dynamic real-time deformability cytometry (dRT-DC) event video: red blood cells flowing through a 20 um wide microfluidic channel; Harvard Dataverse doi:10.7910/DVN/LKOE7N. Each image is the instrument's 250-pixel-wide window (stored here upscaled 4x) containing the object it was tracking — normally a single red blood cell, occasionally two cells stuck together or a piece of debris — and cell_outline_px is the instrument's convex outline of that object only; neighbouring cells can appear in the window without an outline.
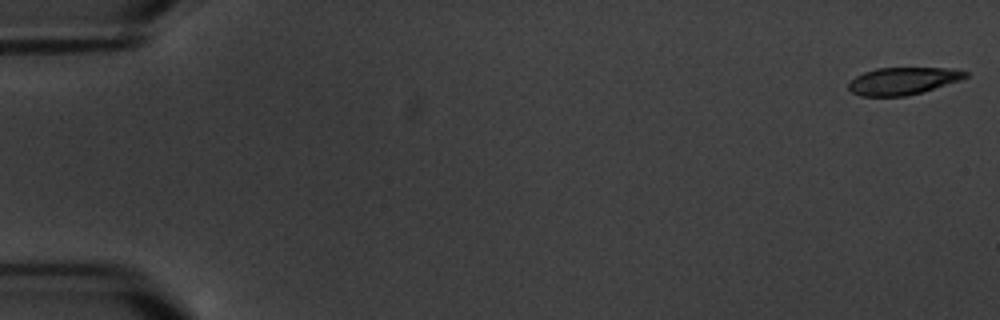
{"species": "common noctule bat (a hibernating species)", "species_latin": "Nyctalus noctula", "temperature_condition": "warm", "stored_images_in_passage": 7, "camera_frame_rate_fps": 3000, "um_per_image_px": 0.085, "animal": {"sex": "male", "body_mass_g": 20.1, "forearm_length_mm": 53.5}, "frame": {"image": 1, "passage_image": 1, "time_ms": 0.0, "image_size_px": [1000, 320], "cell_outline_px": [[968, 76], [960, 80], [920, 92], [904, 96], [860, 96], [852, 92], [848, 88], [848, 84], [856, 76], [864, 72], [876, 68], [956, 68], [968, 72]], "centroid_in_image_um": [76.74, 6.87], "position_along_channel_um": 8.3, "area_um2": 18.44}}